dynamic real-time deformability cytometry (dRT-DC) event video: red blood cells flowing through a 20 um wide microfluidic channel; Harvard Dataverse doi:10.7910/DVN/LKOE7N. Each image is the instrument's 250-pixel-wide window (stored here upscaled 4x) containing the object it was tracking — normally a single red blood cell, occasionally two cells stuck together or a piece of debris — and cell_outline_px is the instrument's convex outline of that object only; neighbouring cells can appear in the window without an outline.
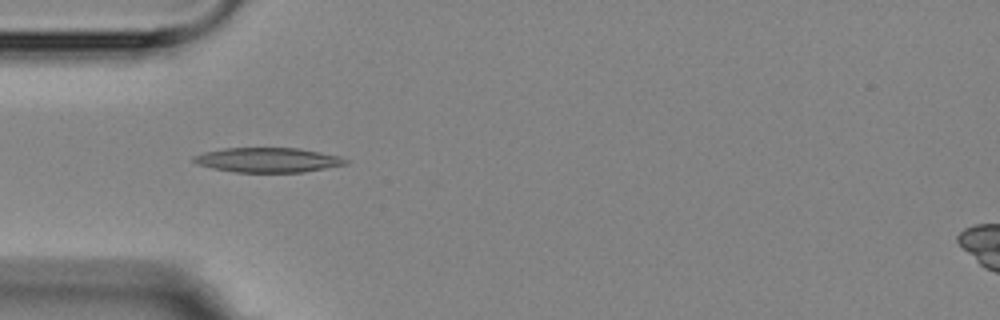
{"species": "Egyptian fruit bat (a non-hibernating species)", "species_latin": "Rousettus aegyptiacus", "temperature_condition": "room temperature", "stored_images_in_passage": 4, "camera_frame_rate_fps": 3000, "um_per_image_px": 0.085, "animal": {"sex": "female"}, "frame": {"image": 1, "passage_image": 3, "time_ms": 3.333, "image_size_px": [1000, 320], "cell_outline_px": [[348, 164], [304, 172], [236, 172], [212, 168], [196, 164], [192, 160], [192, 156], [204, 152], [224, 148], [296, 148], [340, 156], [348, 160]], "centroid_in_image_um": [22.74, 13.6], "position_along_channel_um": 62.3, "area_um2": 21.79}}
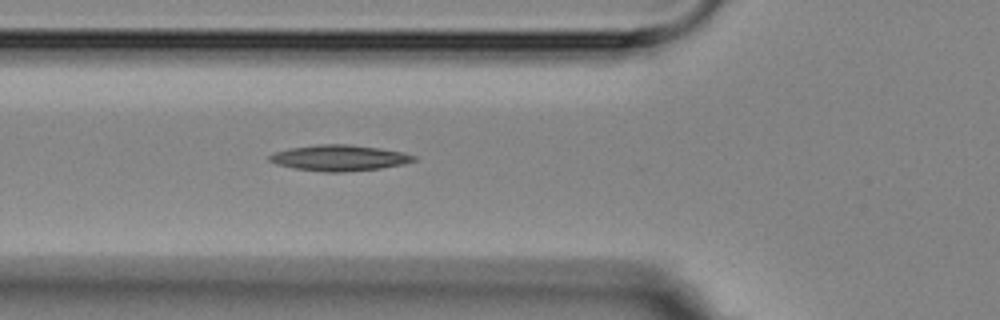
{"frame": {"image": 2, "passage_image": 4, "time_ms": 4.333, "image_size_px": [1000, 320], "cell_outline_px": [[416, 160], [404, 164], [380, 168], [344, 172], [324, 172], [292, 168], [276, 164], [268, 160], [268, 156], [276, 152], [288, 148], [316, 144], [348, 144], [380, 148], [404, 152], [416, 156]], "centroid_in_image_um": [28.83, 13.42], "position_along_channel_um": 97.0, "area_um2": 21.91}}